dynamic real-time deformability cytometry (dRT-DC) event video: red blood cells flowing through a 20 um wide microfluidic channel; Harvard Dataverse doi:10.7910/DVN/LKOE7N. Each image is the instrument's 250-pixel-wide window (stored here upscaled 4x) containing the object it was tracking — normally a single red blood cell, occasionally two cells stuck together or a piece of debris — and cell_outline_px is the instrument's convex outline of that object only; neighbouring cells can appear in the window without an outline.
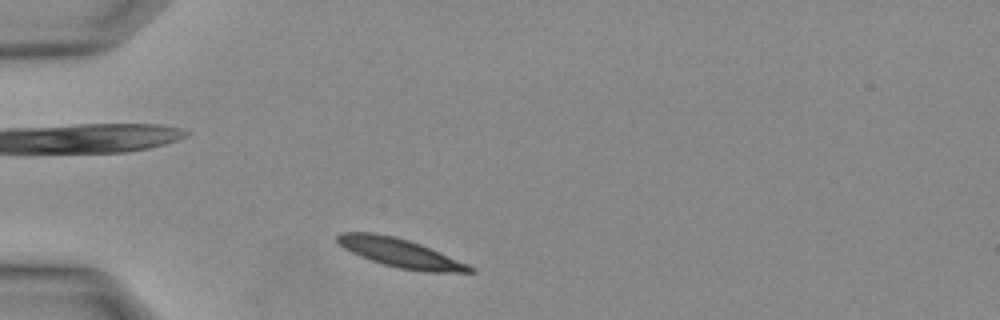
{"species": "Egyptian fruit bat (a non-hibernating species)", "species_latin": "Rousettus aegyptiacus", "temperature_condition": "warm", "stored_images_in_passage": 26, "camera_frame_rate_fps": 3000, "um_per_image_px": 0.085, "animal": {"sex": "female"}, "frame": {"image": 1, "passage_image": 2, "time_ms": 0.333, "image_size_px": [1000, 320], "cell_outline_px": [[476, 272], [424, 272], [400, 268], [384, 264], [360, 256], [336, 244], [336, 236], [340, 232], [372, 232], [396, 236], [420, 244], [468, 264], [476, 268]], "centroid_in_image_um": [33.99, 21.49], "position_along_channel_um": 51.0, "area_um2": 22.14}}
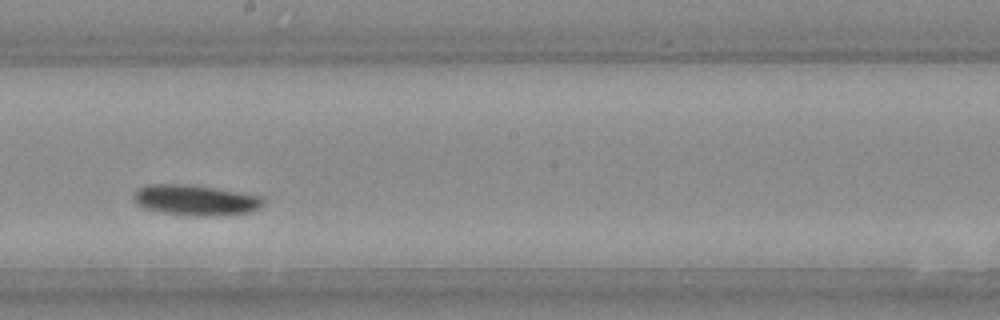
{"frame": {"image": 2, "passage_image": 12, "time_ms": 3.667, "image_size_px": [1000, 320], "cell_outline_px": [[264, 204], [260, 208], [252, 212], [220, 216], [192, 216], [160, 212], [144, 208], [136, 204], [132, 196], [140, 188], [148, 184], [184, 184], [212, 188], [264, 196]], "centroid_in_image_um": [16.65, 17.03], "position_along_channel_um": 231.6, "area_um2": 23.24}}
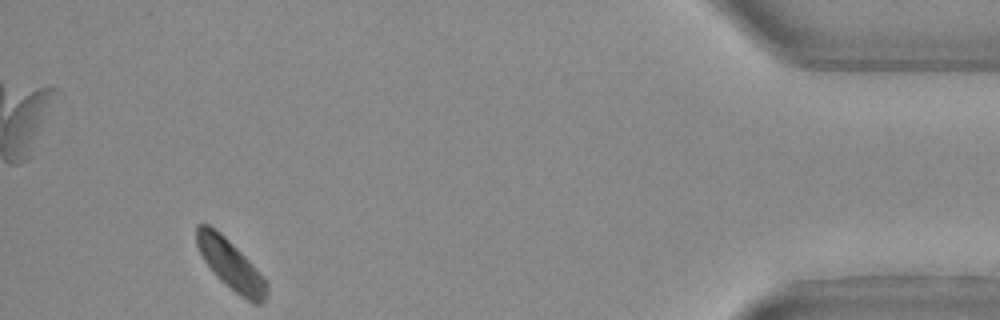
{"frame": {"image": 3, "passage_image": 24, "time_ms": 7.667, "image_size_px": [1000, 320], "cell_outline_px": [[268, 296], [264, 304], [252, 304], [240, 296], [220, 280], [212, 272], [204, 260], [196, 244], [196, 224], [208, 224], [220, 232], [252, 264], [268, 284]], "centroid_in_image_um": [19.62, 22.54], "position_along_channel_um": 415.6, "area_um2": 20.35}}